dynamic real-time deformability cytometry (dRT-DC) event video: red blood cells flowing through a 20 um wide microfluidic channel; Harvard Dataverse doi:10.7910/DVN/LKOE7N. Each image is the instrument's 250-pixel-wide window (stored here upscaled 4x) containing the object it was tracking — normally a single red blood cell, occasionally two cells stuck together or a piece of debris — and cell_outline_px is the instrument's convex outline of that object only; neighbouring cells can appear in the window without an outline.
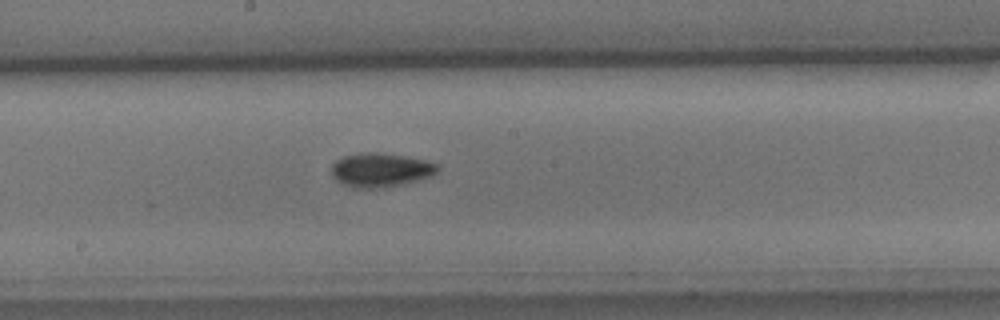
{"species": "common noctule bat (a hibernating species)", "species_latin": "Nyctalus noctula", "temperature_condition": "cold", "stored_images_in_passage": 8, "camera_frame_rate_fps": 3000, "um_per_image_px": 0.085, "animal": {"sex": "male", "body_mass_g": 15.6}, "frame": {"image": 1, "passage_image": 8, "time_ms": 9.0, "image_size_px": [1000, 320], "cell_outline_px": [[440, 168], [432, 176], [404, 184], [384, 188], [352, 188], [336, 180], [332, 176], [332, 164], [336, 160], [344, 156], [364, 152], [376, 152], [404, 156], [428, 160], [440, 164]], "centroid_in_image_um": [32.39, 14.45], "position_along_channel_um": 215.8, "area_um2": 21.27}}